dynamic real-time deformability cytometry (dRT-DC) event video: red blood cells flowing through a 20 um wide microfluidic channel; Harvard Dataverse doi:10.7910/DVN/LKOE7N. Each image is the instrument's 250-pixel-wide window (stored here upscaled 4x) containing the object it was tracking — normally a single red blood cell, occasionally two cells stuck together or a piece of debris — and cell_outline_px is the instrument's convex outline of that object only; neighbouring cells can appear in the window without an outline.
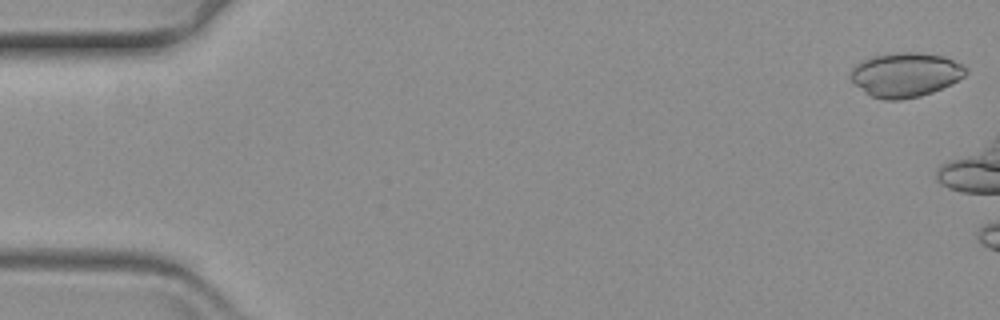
{"species": "common noctule bat (a hibernating species)", "species_latin": "Nyctalus noctula", "temperature_condition": "warm", "stored_images_in_passage": 10, "camera_frame_rate_fps": 3000, "um_per_image_px": 0.085, "animal": {"sex": "female", "body_mass_g": 19.3, "forearm_length_mm": 54.1}, "frame": {"image": 1, "passage_image": 1, "time_ms": 0.0, "image_size_px": [1000, 320], "cell_outline_px": [[968, 72], [964, 76], [932, 92], [920, 96], [900, 100], [884, 100], [872, 96], [864, 92], [848, 76], [848, 72], [856, 64], [864, 60], [876, 56], [904, 52], [916, 52], [944, 56], [968, 68]], "centroid_in_image_um": [76.94, 6.36], "position_along_channel_um": 8.1, "area_um2": 29.42}}